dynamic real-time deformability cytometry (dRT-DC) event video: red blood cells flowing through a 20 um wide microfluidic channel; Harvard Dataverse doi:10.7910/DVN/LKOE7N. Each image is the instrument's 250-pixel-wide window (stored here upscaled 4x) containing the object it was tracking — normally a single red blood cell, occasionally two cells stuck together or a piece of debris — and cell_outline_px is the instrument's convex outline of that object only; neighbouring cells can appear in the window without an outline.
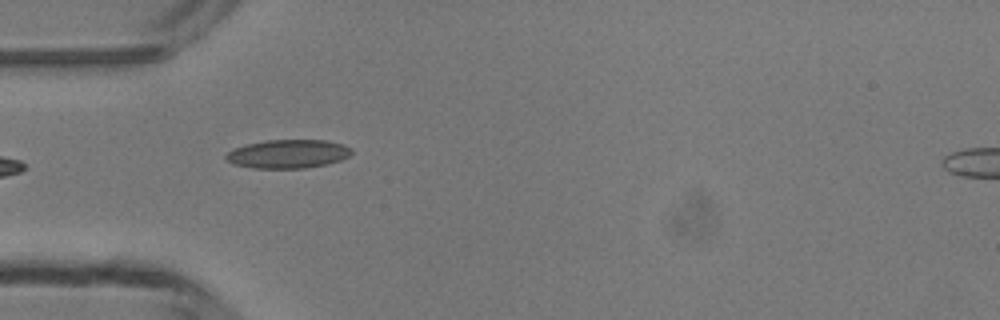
{"species": "common noctule bat (a hibernating species)", "species_latin": "Nyctalus noctula", "temperature_condition": "room temperature", "stored_images_in_passage": 21, "camera_frame_rate_fps": 3000, "um_per_image_px": 0.085, "animal": {"sex": "male", "body_mass_g": 13.3}, "frame": {"image": 1, "passage_image": 1, "time_ms": 0.0, "image_size_px": [1000, 320], "cell_outline_px": [[352, 152], [348, 156], [340, 160], [328, 164], [304, 168], [252, 168], [232, 164], [224, 156], [232, 148], [264, 140], [328, 140], [344, 144], [352, 148]], "centroid_in_image_um": [24.48, 13.08], "position_along_channel_um": 60.5, "area_um2": 21.1}}